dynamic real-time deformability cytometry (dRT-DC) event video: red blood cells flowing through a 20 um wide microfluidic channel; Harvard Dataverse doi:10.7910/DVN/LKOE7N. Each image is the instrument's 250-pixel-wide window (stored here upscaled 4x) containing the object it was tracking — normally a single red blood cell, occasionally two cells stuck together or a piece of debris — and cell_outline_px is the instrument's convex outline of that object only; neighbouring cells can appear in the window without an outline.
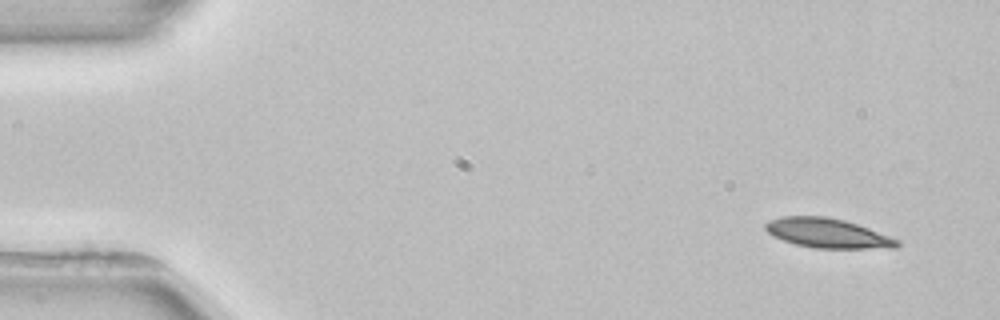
{"species": "common noctule bat (a hibernating species)", "species_latin": "Nyctalus noctula", "temperature_condition": "room temperature", "stored_images_in_passage": 3, "camera_frame_rate_fps": 3000, "um_per_image_px": 0.085, "animal": {"sex": "female", "body_mass_g": 22.7, "forearm_length_mm": 54.2}, "frame": {"image": 1, "passage_image": 1, "time_ms": 0.0, "image_size_px": [1000, 320], "cell_outline_px": [[900, 244], [896, 248], [816, 248], [796, 244], [772, 236], [764, 228], [764, 224], [768, 220], [784, 216], [824, 216], [844, 220], [868, 228], [900, 240]], "centroid_in_image_um": [70.33, 19.82], "position_along_channel_um": 14.7, "area_um2": 22.54}}